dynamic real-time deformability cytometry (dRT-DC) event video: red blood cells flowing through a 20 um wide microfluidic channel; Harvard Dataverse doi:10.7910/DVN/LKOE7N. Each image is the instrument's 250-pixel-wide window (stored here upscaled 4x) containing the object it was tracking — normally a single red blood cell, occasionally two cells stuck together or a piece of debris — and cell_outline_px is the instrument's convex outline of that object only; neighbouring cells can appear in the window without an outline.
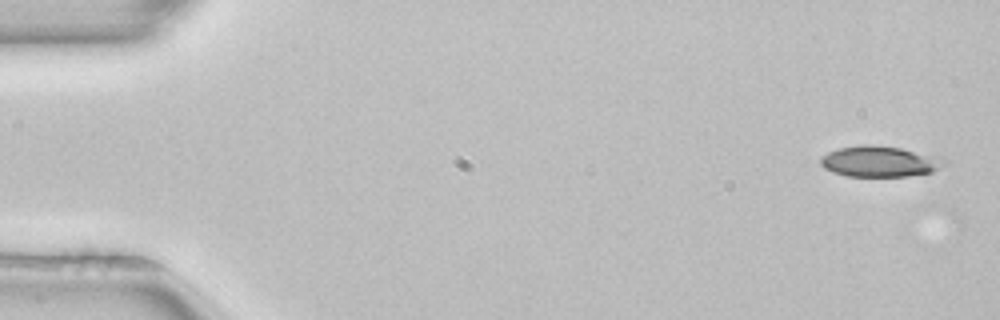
{"species": "common noctule bat (a hibernating species)", "species_latin": "Nyctalus noctula", "temperature_condition": "room temperature", "stored_images_in_passage": 3, "camera_frame_rate_fps": 3000, "um_per_image_px": 0.085, "animal": {"sex": "female", "body_mass_g": 22.7, "forearm_length_mm": 54.2}, "frame": {"image": 1, "passage_image": 2, "time_ms": 0.333, "image_size_px": [1000, 320], "cell_outline_px": [[948, 164], [932, 172], [908, 176], [844, 176], [832, 172], [824, 168], [820, 164], [820, 156], [828, 152], [840, 148], [864, 144], [876, 144], [900, 148], [940, 156], [948, 160]], "centroid_in_image_um": [74.8, 13.72], "position_along_channel_um": 10.2, "area_um2": 22.6}}